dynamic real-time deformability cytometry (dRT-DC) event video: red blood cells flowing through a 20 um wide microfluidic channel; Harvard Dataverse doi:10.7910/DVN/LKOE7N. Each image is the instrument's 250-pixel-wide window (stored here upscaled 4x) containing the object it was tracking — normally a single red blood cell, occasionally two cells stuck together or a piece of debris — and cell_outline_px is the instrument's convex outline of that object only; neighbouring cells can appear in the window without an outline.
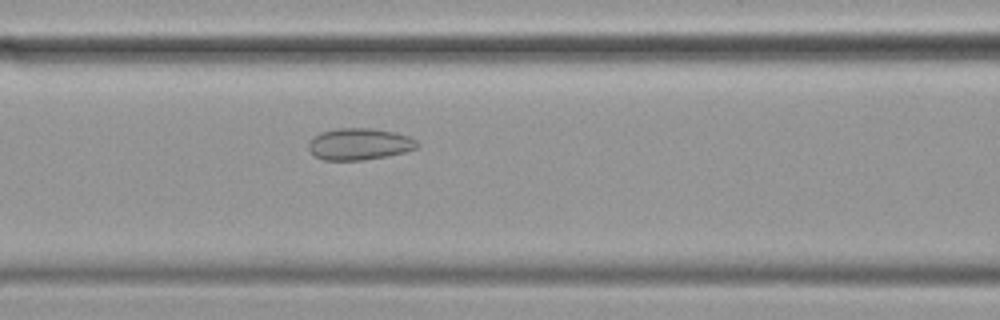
{"species": "common noctule bat (a hibernating species)", "species_latin": "Nyctalus noctula", "temperature_condition": "cold", "stored_images_in_passage": 43, "camera_frame_rate_fps": 3000, "um_per_image_px": 0.085, "animal": {"sex": "female", "body_mass_g": 19.9}, "frame": {"image": 1, "passage_image": 16, "time_ms": 5.0, "image_size_px": [1000, 320], "cell_outline_px": [[420, 144], [416, 148], [404, 152], [388, 156], [364, 160], [324, 160], [316, 156], [308, 148], [308, 144], [312, 136], [320, 132], [336, 128], [372, 128], [396, 132], [408, 136], [416, 140]], "centroid_in_image_um": [30.54, 12.23], "position_along_channel_um": 136.1, "area_um2": 20.23}}
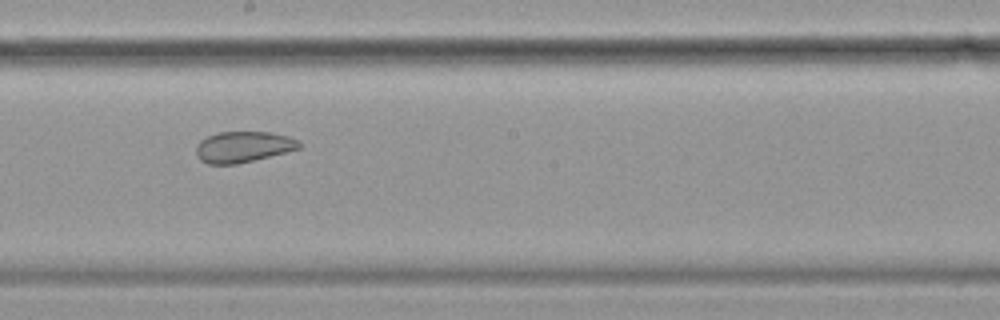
{"frame": {"image": 2, "passage_image": 24, "time_ms": 7.667, "image_size_px": [1000, 320], "cell_outline_px": [[300, 148], [236, 164], [208, 164], [200, 160], [196, 156], [196, 144], [200, 140], [208, 136], [220, 132], [268, 132], [288, 136], [296, 140], [300, 144]], "centroid_in_image_um": [20.6, 12.48], "position_along_channel_um": 227.6, "area_um2": 18.32}}
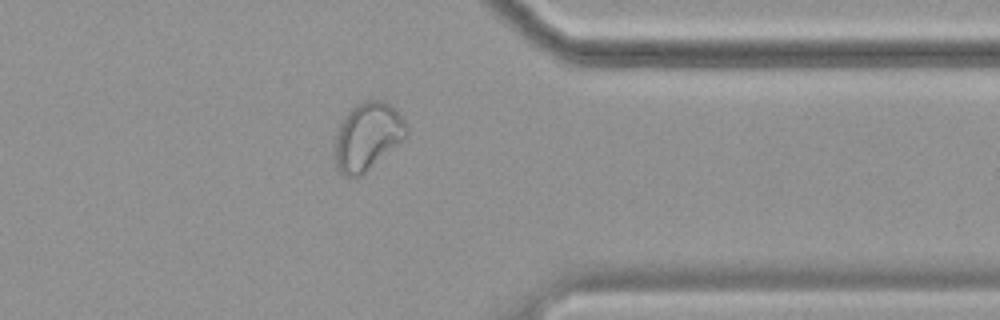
{"frame": {"image": 3, "passage_image": 38, "time_ms": 12.333, "image_size_px": [1000, 320], "cell_outline_px": [[408, 128], [404, 140], [360, 176], [348, 176], [340, 172], [336, 168], [332, 156], [332, 140], [340, 124], [348, 112], [352, 108], [364, 100], [384, 100], [396, 108], [404, 120]], "centroid_in_image_um": [31.19, 11.6], "position_along_channel_um": 380.2, "area_um2": 28.73}, "authors_computed_cell_mechanics": {"area_um2": 21.5016, "velocity_mm_per_s": 3.4501, "shape_relaxation_time_tau1_ms": null, "shape_relaxation_time_tau2_ms": 1.5644, "deformation_change_tau1": null, "deformation_change_tau2": 0.0588}}